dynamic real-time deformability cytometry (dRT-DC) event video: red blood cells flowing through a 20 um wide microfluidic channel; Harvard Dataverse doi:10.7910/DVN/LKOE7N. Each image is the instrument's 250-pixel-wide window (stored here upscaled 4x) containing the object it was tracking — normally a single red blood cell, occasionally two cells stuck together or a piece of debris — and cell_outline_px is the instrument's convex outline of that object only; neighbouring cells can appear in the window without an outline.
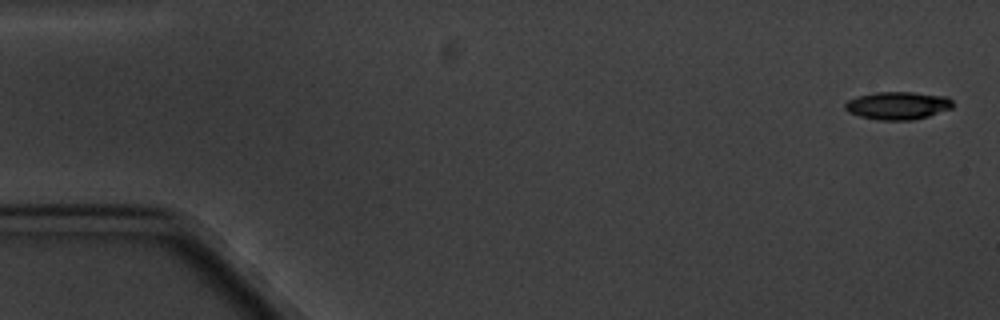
{"species": "common noctule bat (a hibernating species)", "species_latin": "Nyctalus noctula", "temperature_condition": "cold", "stored_images_in_passage": 4, "camera_frame_rate_fps": 3000, "um_per_image_px": 0.085, "animal": {"sex": "male", "body_mass_g": 20.1, "forearm_length_mm": 53.5}, "frame": {"image": 1, "passage_image": 1, "time_ms": 0.0, "image_size_px": [1000, 320], "cell_outline_px": [[952, 108], [928, 116], [912, 120], [880, 120], [860, 116], [848, 112], [844, 108], [844, 104], [848, 100], [856, 96], [876, 92], [912, 92], [948, 96], [952, 100]], "centroid_in_image_um": [76.3, 8.96], "position_along_channel_um": 8.7, "area_um2": 17.51}}
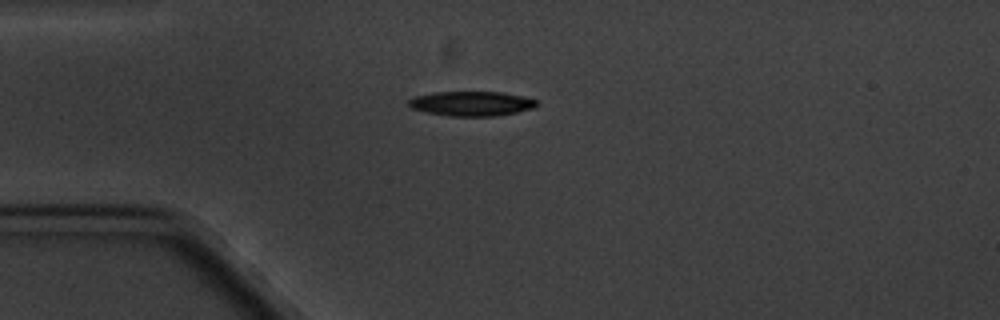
{"frame": {"image": 2, "passage_image": 4, "time_ms": 4.333, "image_size_px": [1000, 320], "cell_outline_px": [[540, 104], [532, 108], [516, 112], [496, 116], [448, 116], [424, 112], [412, 108], [408, 104], [408, 100], [416, 96], [436, 92], [500, 92], [520, 96], [536, 100]], "centroid_in_image_um": [40.06, 8.81], "position_along_channel_um": 44.9, "area_um2": 18.26}}